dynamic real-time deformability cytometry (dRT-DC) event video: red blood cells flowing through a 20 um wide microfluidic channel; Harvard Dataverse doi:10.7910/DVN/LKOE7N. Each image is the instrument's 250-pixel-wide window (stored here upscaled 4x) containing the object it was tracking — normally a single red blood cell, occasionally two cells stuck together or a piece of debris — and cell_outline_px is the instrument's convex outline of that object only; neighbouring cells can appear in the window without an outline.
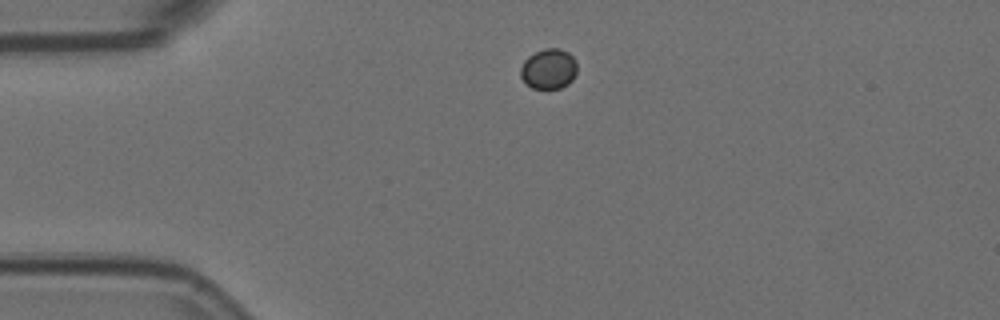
{"species": "Egyptian fruit bat (a non-hibernating species)", "species_latin": "Rousettus aegyptiacus", "temperature_condition": "room temperature", "stored_images_in_passage": 45, "camera_frame_rate_fps": 3000, "um_per_image_px": 0.085, "animal": {"sex": "female"}, "frame": {"image": 1, "passage_image": 1, "time_ms": 0.0, "image_size_px": [1000, 320], "cell_outline_px": [[576, 72], [572, 80], [568, 84], [560, 88], [532, 88], [524, 84], [520, 76], [520, 68], [524, 60], [528, 56], [544, 48], [560, 48], [568, 52], [576, 60]], "centroid_in_image_um": [46.61, 5.85], "position_along_channel_um": 38.4, "area_um2": 13.41}}
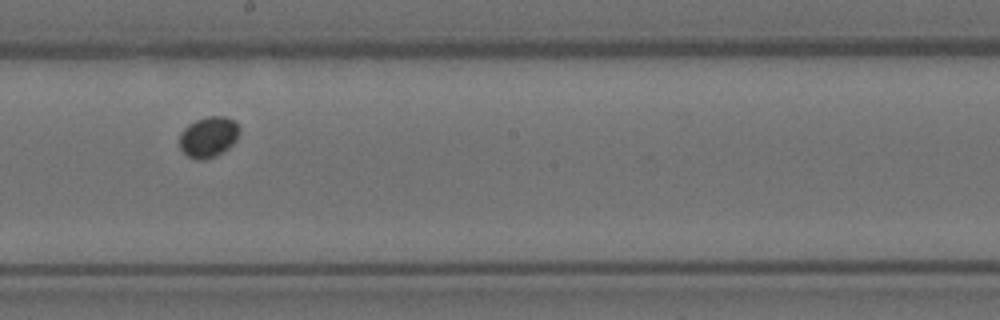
{"frame": {"image": 2, "passage_image": 20, "time_ms": 6.333, "image_size_px": [1000, 320], "cell_outline_px": [[240, 132], [236, 140], [228, 148], [216, 156], [200, 160], [188, 156], [180, 148], [180, 132], [188, 124], [196, 120], [208, 116], [224, 116], [236, 120], [240, 128]], "centroid_in_image_um": [17.74, 11.61], "position_along_channel_um": 230.5, "area_um2": 14.28}}
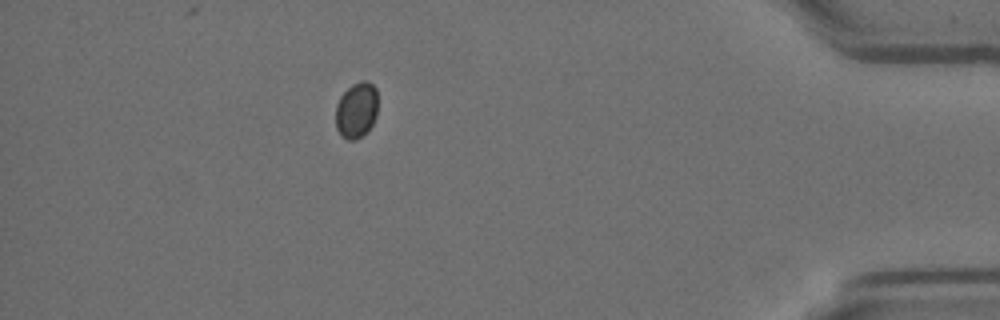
{"frame": {"image": 3, "passage_image": 39, "time_ms": 12.667, "image_size_px": [1000, 320], "cell_outline_px": [[376, 116], [372, 124], [356, 140], [348, 140], [336, 128], [336, 104], [340, 96], [352, 84], [360, 80], [368, 80], [376, 88]], "centroid_in_image_um": [30.29, 9.32], "position_along_channel_um": 404.9, "area_um2": 13.53}}